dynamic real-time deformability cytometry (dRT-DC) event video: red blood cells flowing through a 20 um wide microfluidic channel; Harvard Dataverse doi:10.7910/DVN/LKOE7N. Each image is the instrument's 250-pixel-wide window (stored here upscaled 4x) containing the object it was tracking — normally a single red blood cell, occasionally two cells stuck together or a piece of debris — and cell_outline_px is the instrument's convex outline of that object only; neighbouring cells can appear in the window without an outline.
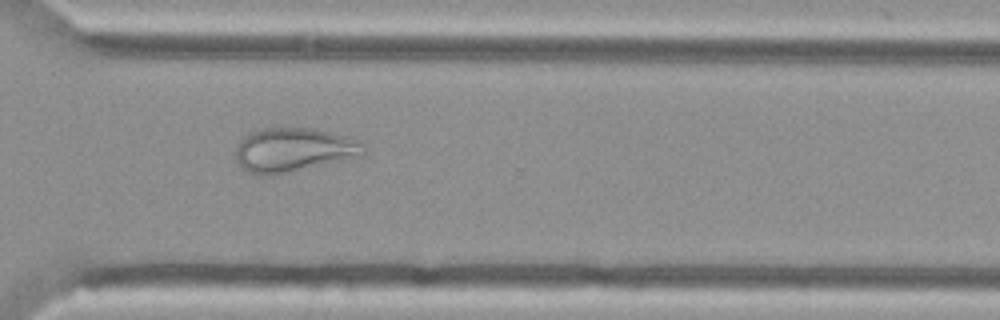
{"species": "Egyptian fruit bat (a non-hibernating species)", "species_latin": "Rousettus aegyptiacus", "temperature_condition": "cold", "stored_images_in_passage": 55, "camera_frame_rate_fps": 3000, "um_per_image_px": 0.085, "animal": {"sex": "female"}, "frame": {"image": 1, "passage_image": 40, "time_ms": 13.0, "image_size_px": [1000, 320], "cell_outline_px": [[368, 152], [364, 156], [288, 172], [268, 176], [248, 172], [236, 160], [236, 148], [244, 136], [252, 132], [264, 128], [316, 128], [348, 136], [360, 140], [364, 144]], "centroid_in_image_um": [25.04, 12.73], "position_along_channel_um": 345.6, "area_um2": 33.0}}
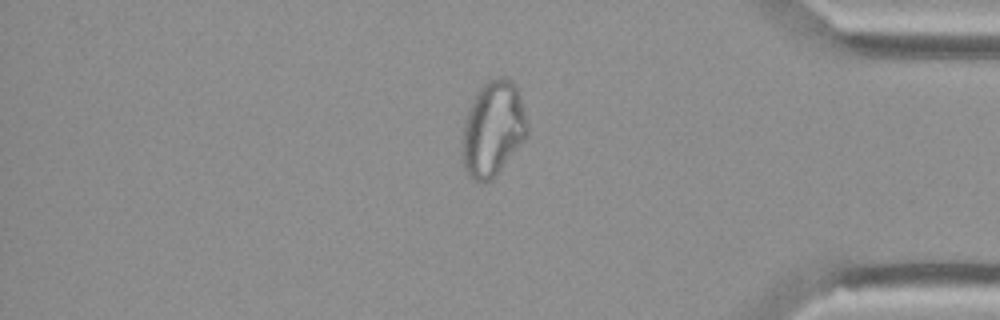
{"frame": {"image": 2, "passage_image": 46, "time_ms": 15.0, "image_size_px": [1000, 320], "cell_outline_px": [[528, 136], [492, 180], [488, 184], [480, 184], [472, 180], [468, 176], [464, 168], [460, 152], [464, 124], [472, 100], [480, 88], [488, 80], [496, 76], [504, 76], [512, 80], [516, 84], [520, 96], [528, 124]], "centroid_in_image_um": [41.89, 10.99], "position_along_channel_um": 393.3, "area_um2": 36.76}}